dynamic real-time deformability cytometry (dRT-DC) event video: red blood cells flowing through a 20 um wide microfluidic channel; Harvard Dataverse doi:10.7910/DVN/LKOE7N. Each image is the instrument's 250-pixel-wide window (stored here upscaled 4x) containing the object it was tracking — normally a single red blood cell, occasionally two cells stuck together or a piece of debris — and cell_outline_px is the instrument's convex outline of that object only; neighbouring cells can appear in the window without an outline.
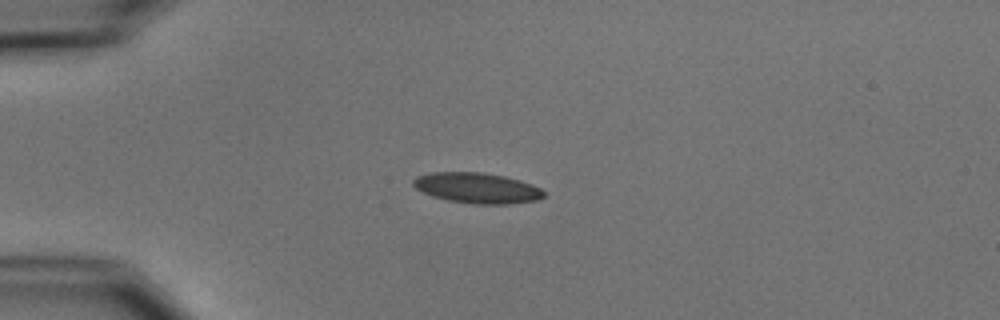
{"species": "common noctule bat (a hibernating species)", "species_latin": "Nyctalus noctula", "temperature_condition": "cold", "stored_images_in_passage": 41, "camera_frame_rate_fps": 3000, "um_per_image_px": 0.085, "animal": {"sex": "male", "body_mass_g": 15.6}, "frame": {"image": 1, "passage_image": 1, "time_ms": 0.0, "image_size_px": [1000, 320], "cell_outline_px": [[544, 196], [536, 200], [508, 204], [472, 204], [448, 200], [432, 196], [416, 188], [412, 184], [412, 180], [416, 176], [432, 172], [484, 172], [504, 176], [520, 180], [532, 184], [540, 188], [544, 192]], "centroid_in_image_um": [40.54, 15.97], "position_along_channel_um": 44.5, "area_um2": 23.24}}
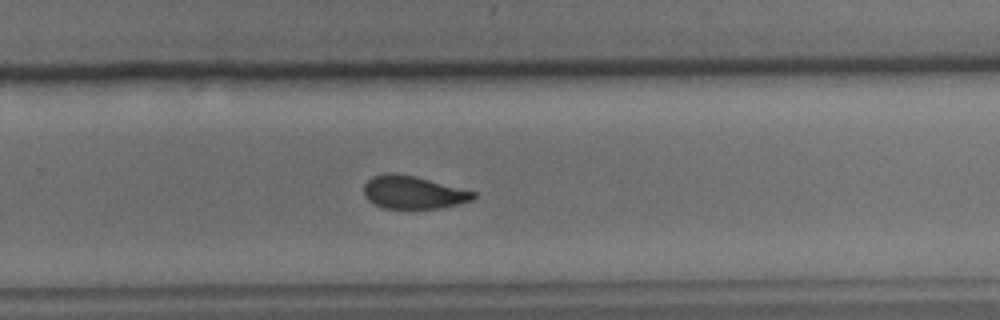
{"frame": {"image": 2, "passage_image": 23, "time_ms": 7.333, "image_size_px": [1000, 320], "cell_outline_px": [[476, 196], [472, 200], [440, 208], [384, 208], [368, 200], [364, 196], [364, 184], [372, 176], [384, 172], [392, 172], [412, 176], [476, 192]], "centroid_in_image_um": [35.07, 16.34], "position_along_channel_um": 294.7, "area_um2": 20.69}}
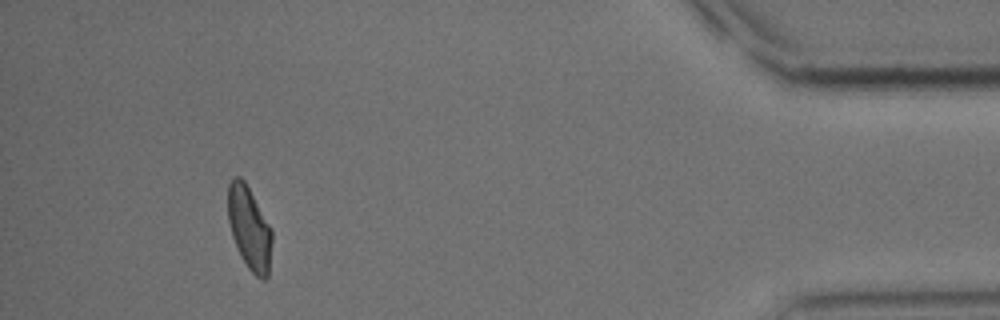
{"frame": {"image": 3, "passage_image": 37, "time_ms": 12.0, "image_size_px": [1000, 320], "cell_outline_px": [[272, 240], [268, 276], [264, 280], [256, 276], [248, 268], [240, 256], [232, 236], [228, 220], [228, 184], [232, 176], [240, 176], [244, 180], [272, 228]], "centroid_in_image_um": [21.19, 19.37], "position_along_channel_um": 414.0, "area_um2": 21.44}, "authors_computed_cell_mechanics": {"area_um2": 22.0218, "velocity_mm_per_s": 3.7517, "shape_relaxation_time_tau1_ms": 3.5857, "shape_relaxation_time_tau2_ms": 2.4721, "deformation_change_tau1": 0.1199, "deformation_change_tau2": 0.0741}}